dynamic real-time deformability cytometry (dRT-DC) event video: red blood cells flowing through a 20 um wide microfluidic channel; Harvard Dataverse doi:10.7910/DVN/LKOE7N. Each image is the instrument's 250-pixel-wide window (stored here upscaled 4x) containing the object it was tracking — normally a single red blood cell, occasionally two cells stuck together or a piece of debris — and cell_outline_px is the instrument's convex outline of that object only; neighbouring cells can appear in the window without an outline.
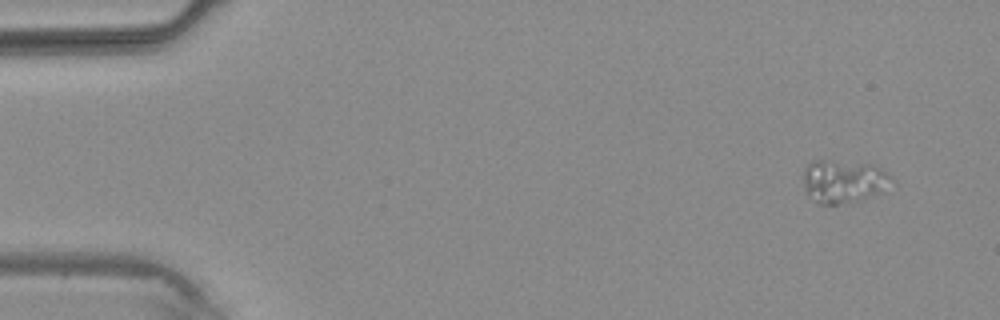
{"species": "common noctule bat (a hibernating species)", "species_latin": "Nyctalus noctula", "temperature_condition": "warm", "stored_images_in_passage": 4, "camera_frame_rate_fps": 3000, "um_per_image_px": 0.085, "animal": {"sex": "male", "body_mass_g": 20.4}, "frame": {"image": 1, "passage_image": 1, "time_ms": 0.0, "image_size_px": [1000, 320], "cell_outline_px": [[896, 184], [884, 192], [860, 200], [836, 204], [820, 204], [804, 192], [804, 168], [812, 160], [832, 160], [872, 164], [880, 168]], "centroid_in_image_um": [71.72, 15.41], "position_along_channel_um": 13.3, "area_um2": 22.43}}
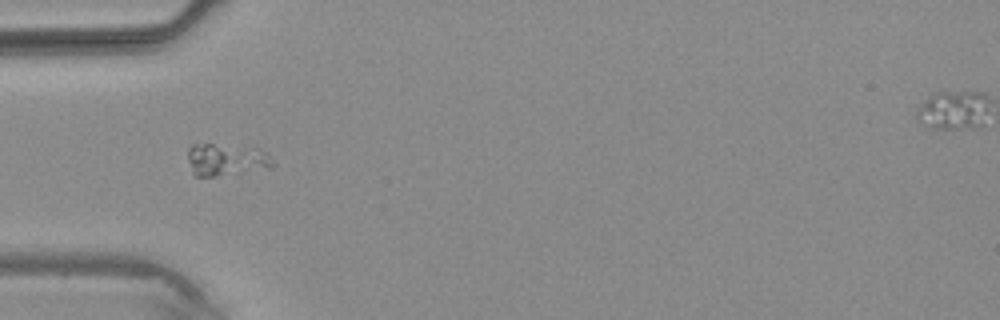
{"frame": {"image": 2, "passage_image": 4, "time_ms": 3.333, "image_size_px": [1000, 320], "cell_outline_px": [[276, 164], [272, 168], [216, 176], [196, 176], [192, 172], [188, 160], [188, 148], [192, 144], [212, 144], [256, 148], [264, 152]], "centroid_in_image_um": [19.22, 13.58], "position_along_channel_um": 65.8, "area_um2": 15.84}}